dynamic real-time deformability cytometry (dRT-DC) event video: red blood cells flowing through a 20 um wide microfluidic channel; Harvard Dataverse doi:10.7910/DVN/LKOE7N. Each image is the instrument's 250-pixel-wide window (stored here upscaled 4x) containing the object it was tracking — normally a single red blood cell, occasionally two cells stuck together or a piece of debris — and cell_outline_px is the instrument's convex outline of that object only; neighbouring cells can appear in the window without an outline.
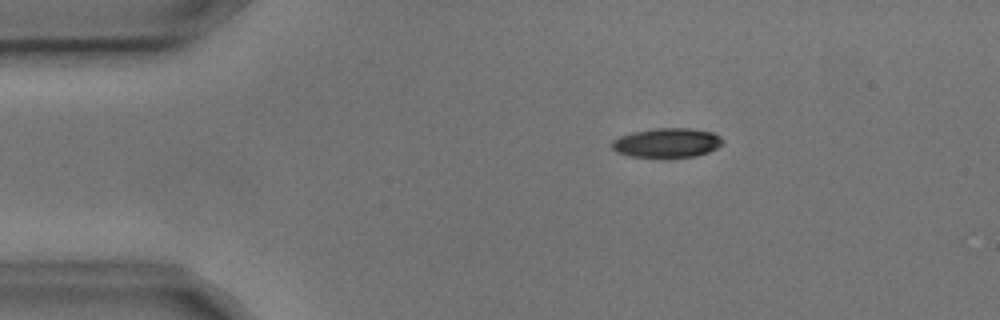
{"species": "common noctule bat (a hibernating species)", "species_latin": "Nyctalus noctula", "temperature_condition": "cold", "stored_images_in_passage": 3, "camera_frame_rate_fps": 3000, "um_per_image_px": 0.085, "animal": {"sex": "male", "body_mass_g": 17.9, "forearm_length_mm": 54.2}, "frame": {"image": 1, "passage_image": 1, "time_ms": 0.0, "image_size_px": [1000, 320], "cell_outline_px": [[724, 144], [708, 152], [696, 156], [628, 156], [616, 152], [612, 148], [612, 140], [620, 136], [632, 132], [656, 128], [688, 128], [712, 132], [720, 136], [724, 140]], "centroid_in_image_um": [56.7, 12.12], "position_along_channel_um": 28.3, "area_um2": 18.79}}
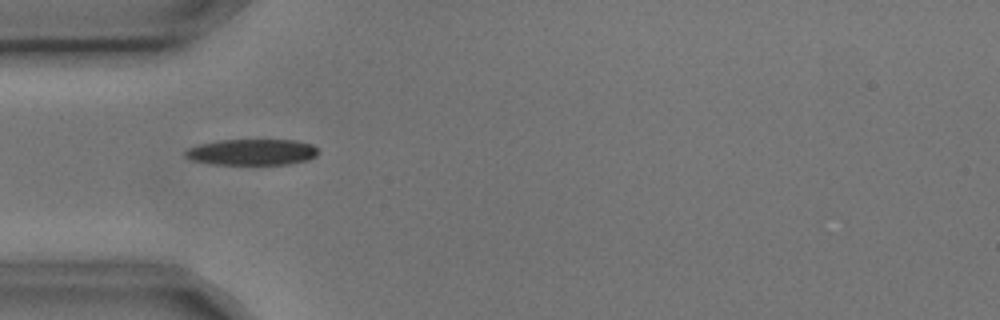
{"frame": {"image": 2, "passage_image": 2, "time_ms": 0.333, "image_size_px": [1000, 320], "cell_outline_px": [[316, 156], [308, 160], [288, 164], [212, 164], [192, 160], [184, 156], [184, 152], [188, 148], [200, 144], [220, 140], [296, 140], [312, 144], [316, 148]], "centroid_in_image_um": [21.4, 12.93], "position_along_channel_um": 63.6, "area_um2": 20.11}}